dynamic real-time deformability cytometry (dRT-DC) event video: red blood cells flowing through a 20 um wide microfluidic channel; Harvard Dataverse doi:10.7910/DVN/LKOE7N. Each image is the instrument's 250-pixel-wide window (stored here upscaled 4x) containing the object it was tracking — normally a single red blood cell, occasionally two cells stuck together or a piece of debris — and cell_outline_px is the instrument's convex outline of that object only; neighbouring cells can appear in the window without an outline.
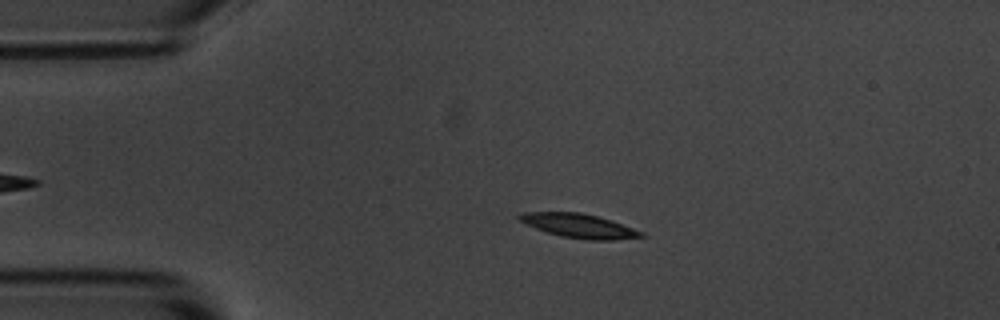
{"species": "common noctule bat (a hibernating species)", "species_latin": "Nyctalus noctula", "temperature_condition": "room temperature", "stored_images_in_passage": 49, "camera_frame_rate_fps": 3000, "um_per_image_px": 0.085, "animal": {"sex": "male", "body_mass_g": 20.1, "forearm_length_mm": 53.5}, "frame": {"image": 1, "passage_image": 11, "time_ms": 3.333, "image_size_px": [1000, 320], "cell_outline_px": [[648, 236], [616, 240], [584, 240], [560, 236], [536, 228], [520, 220], [516, 216], [524, 212], [580, 212], [596, 216], [644, 232]], "centroid_in_image_um": [49.24, 19.21], "position_along_channel_um": 35.8, "area_um2": 16.88}}
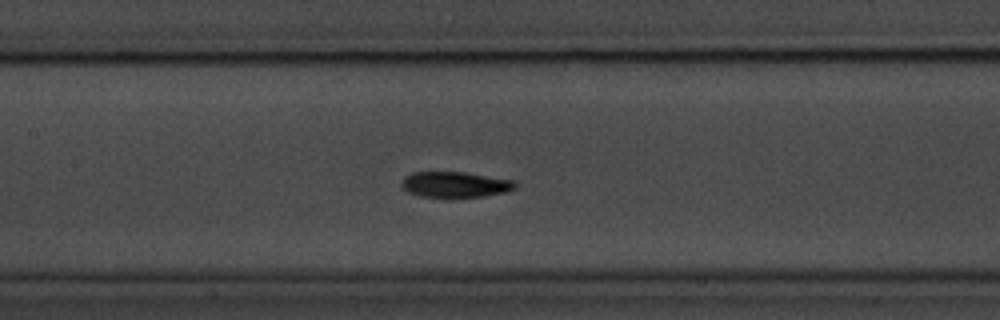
{"frame": {"image": 2, "passage_image": 25, "time_ms": 8.0, "image_size_px": [1000, 320], "cell_outline_px": [[516, 188], [508, 192], [484, 196], [452, 200], [420, 196], [408, 192], [400, 184], [404, 176], [412, 172], [464, 172], [516, 180]], "centroid_in_image_um": [38.7, 15.72], "position_along_channel_um": 168.7, "area_um2": 17.86}}
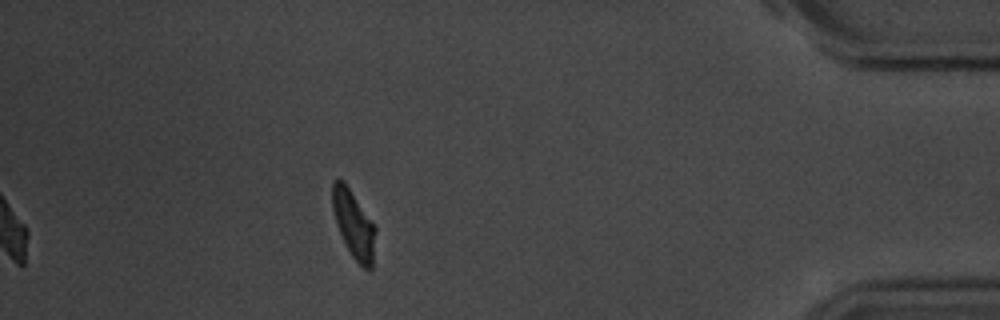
{"frame": {"image": 3, "passage_image": 49, "time_ms": 16.0, "image_size_px": [1000, 320], "cell_outline_px": [[376, 228], [372, 268], [364, 268], [352, 256], [336, 224], [332, 208], [332, 180], [340, 180], [348, 188]], "centroid_in_image_um": [30.05, 19.08], "position_along_channel_um": 405.2, "area_um2": 16.24}, "authors_computed_cell_mechanics": {"area_um2": 16.8776, "velocity_mm_per_s": 3.5692, "shape_relaxation_time_tau1_ms": 2.3641, "shape_relaxation_time_tau2_ms": 4.2329, "deformation_change_tau1": 0.1558, "deformation_change_tau2": 0.0905}}